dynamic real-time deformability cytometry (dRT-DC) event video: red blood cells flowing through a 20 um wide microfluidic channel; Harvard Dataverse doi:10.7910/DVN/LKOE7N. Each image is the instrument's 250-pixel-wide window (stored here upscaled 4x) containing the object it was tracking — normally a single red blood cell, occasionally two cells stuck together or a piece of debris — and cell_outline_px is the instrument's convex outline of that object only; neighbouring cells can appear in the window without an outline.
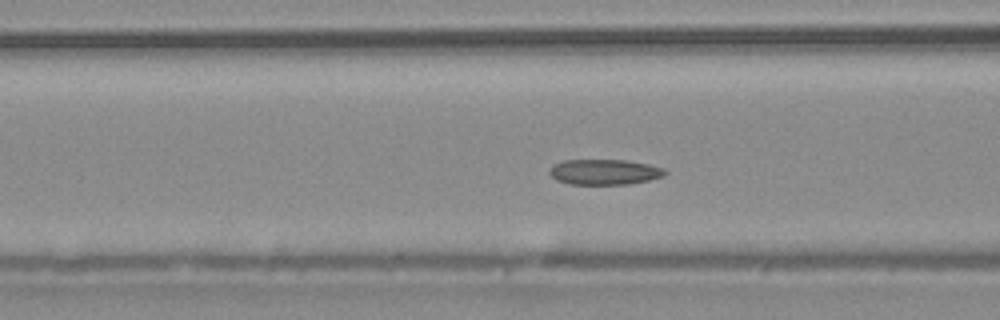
{"species": "common noctule bat (a hibernating species)", "species_latin": "Nyctalus noctula", "temperature_condition": "warm", "stored_images_in_passage": 50, "camera_frame_rate_fps": 3000, "um_per_image_px": 0.085, "animal": {"sex": "male", "body_mass_g": 20.4}, "frame": {"image": 1, "passage_image": 19, "time_ms": 6.0, "image_size_px": [1000, 320], "cell_outline_px": [[668, 172], [664, 176], [648, 180], [628, 184], [568, 184], [556, 180], [548, 172], [552, 164], [564, 160], [624, 160], [648, 164], [664, 168]], "centroid_in_image_um": [51.36, 14.61], "position_along_channel_um": 115.2, "area_um2": 17.17}}
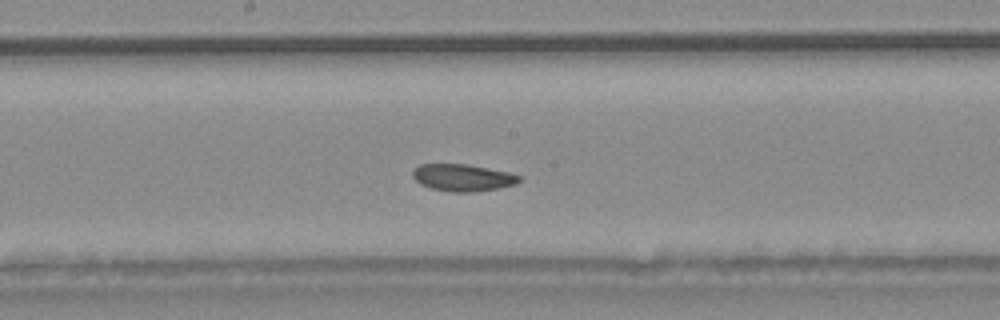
{"frame": {"image": 2, "passage_image": 26, "time_ms": 8.333, "image_size_px": [1000, 320], "cell_outline_px": [[520, 180], [516, 184], [500, 188], [472, 192], [452, 192], [432, 188], [420, 184], [412, 176], [412, 168], [420, 164], [468, 164], [508, 172], [520, 176]], "centroid_in_image_um": [39.31, 15.09], "position_along_channel_um": 208.9, "area_um2": 16.82}}
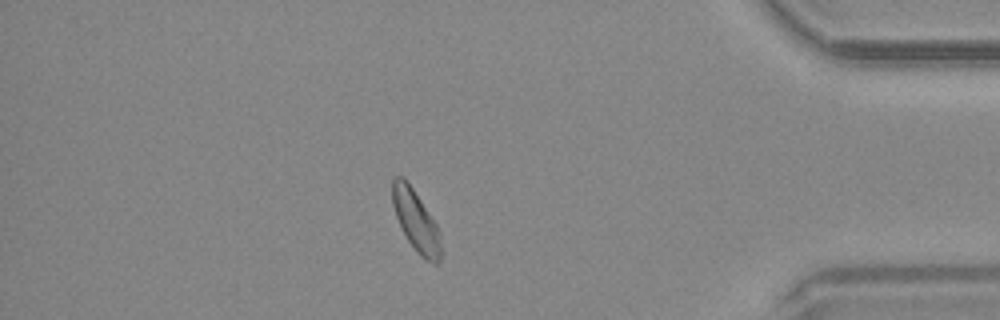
{"frame": {"image": 3, "passage_image": 43, "time_ms": 14.0, "image_size_px": [1000, 320], "cell_outline_px": [[440, 260], [436, 264], [420, 256], [416, 252], [400, 228], [392, 204], [392, 180], [396, 176], [404, 176], [436, 224], [440, 232]], "centroid_in_image_um": [35.32, 18.76], "position_along_channel_um": 399.9, "area_um2": 17.05}, "authors_computed_cell_mechanics": {"area_um2": 17.6001, "velocity_mm_per_s": 4.0159, "shape_relaxation_time_tau1_ms": null, "shape_relaxation_time_tau2_ms": 3.2487, "deformation_change_tau1": null, "deformation_change_tau2": 0.0627}}